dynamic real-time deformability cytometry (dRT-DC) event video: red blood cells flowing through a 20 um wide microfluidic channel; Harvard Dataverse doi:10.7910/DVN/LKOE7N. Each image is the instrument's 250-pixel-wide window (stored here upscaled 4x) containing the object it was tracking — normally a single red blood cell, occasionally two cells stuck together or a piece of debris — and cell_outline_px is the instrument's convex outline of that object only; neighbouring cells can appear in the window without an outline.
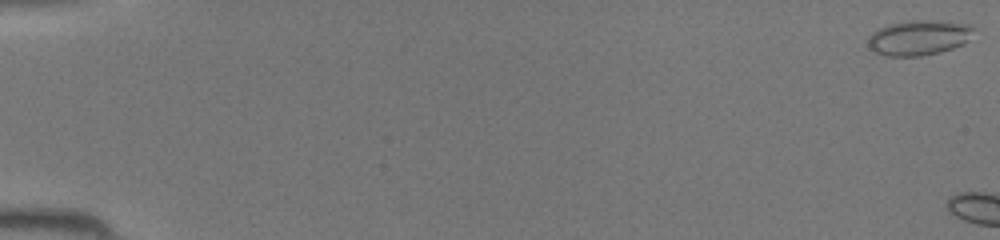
{"species": "common noctule bat (a hibernating species)", "species_latin": "Nyctalus noctula", "temperature_condition": "room temperature", "stored_images_in_passage": 4, "camera_frame_rate_fps": 3000, "um_per_image_px": 0.085, "animal": {"sex": "female", "body_mass_g": 19.5, "forearm_length_mm": 54.1}, "frame": {"image": 1, "passage_image": 1, "time_ms": 0.0, "image_size_px": [1000, 240], "cell_outline_px": [[972, 28], [968, 40], [964, 44], [940, 52], [920, 56], [884, 56], [872, 52], [868, 44], [868, 36], [872, 32], [888, 24], [912, 20], [932, 20], [968, 24]], "centroid_in_image_um": [78.03, 3.21], "position_along_channel_um": 7.0, "area_um2": 21.56}}